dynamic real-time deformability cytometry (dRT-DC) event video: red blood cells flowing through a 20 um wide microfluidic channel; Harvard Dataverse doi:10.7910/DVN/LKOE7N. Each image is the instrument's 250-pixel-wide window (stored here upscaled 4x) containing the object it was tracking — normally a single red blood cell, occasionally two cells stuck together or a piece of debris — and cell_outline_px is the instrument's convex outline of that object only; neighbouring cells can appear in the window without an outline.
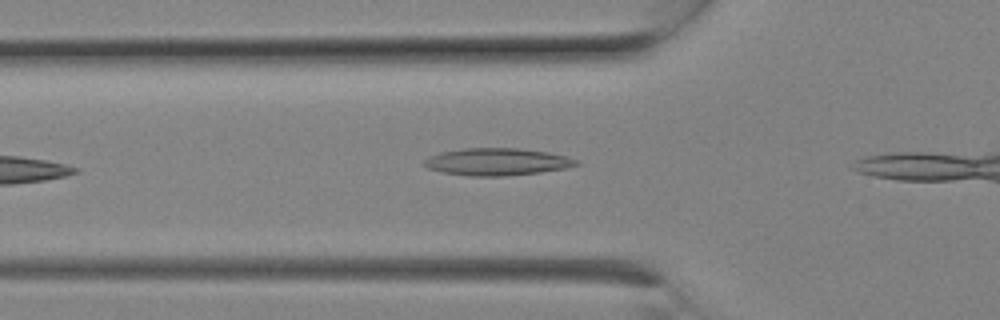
{"species": "Egyptian fruit bat (a non-hibernating species)", "species_latin": "Rousettus aegyptiacus", "temperature_condition": "room temperature", "stored_images_in_passage": 5, "camera_frame_rate_fps": 3000, "um_per_image_px": 0.085, "animal": {"sex": "female"}, "frame": {"image": 1, "passage_image": 5, "time_ms": 1.333, "image_size_px": [1000, 320], "cell_outline_px": [[580, 164], [564, 168], [540, 172], [504, 176], [472, 176], [444, 172], [428, 168], [424, 164], [424, 160], [428, 156], [440, 152], [464, 148], [520, 148], [548, 152], [580, 160]], "centroid_in_image_um": [42.25, 13.74], "position_along_channel_um": 83.5, "area_um2": 24.04}}